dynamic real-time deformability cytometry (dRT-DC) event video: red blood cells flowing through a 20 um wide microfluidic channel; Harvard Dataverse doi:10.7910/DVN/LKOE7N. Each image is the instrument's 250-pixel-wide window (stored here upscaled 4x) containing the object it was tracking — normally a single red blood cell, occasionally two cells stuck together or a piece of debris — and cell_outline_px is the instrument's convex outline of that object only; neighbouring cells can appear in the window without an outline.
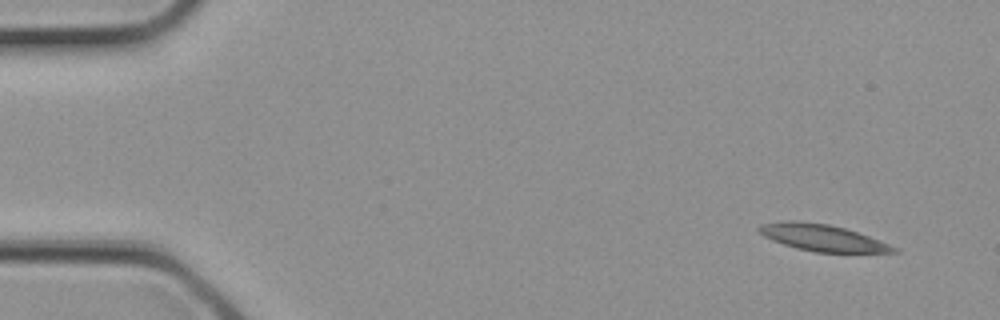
{"species": "common noctule bat (a hibernating species)", "species_latin": "Nyctalus noctula", "temperature_condition": "cold", "stored_images_in_passage": 4, "camera_frame_rate_fps": 3000, "um_per_image_px": 0.085, "animal": {"sex": "female", "body_mass_g": 21.9}, "frame": {"image": 1, "passage_image": 4, "time_ms": 1.0, "image_size_px": [1000, 320], "cell_outline_px": [[900, 252], [816, 252], [796, 248], [772, 240], [764, 236], [756, 228], [760, 224], [780, 220], [796, 220], [828, 224], [844, 228], [868, 236], [900, 248]], "centroid_in_image_um": [69.87, 20.19], "position_along_channel_um": 15.1, "area_um2": 20.87}}